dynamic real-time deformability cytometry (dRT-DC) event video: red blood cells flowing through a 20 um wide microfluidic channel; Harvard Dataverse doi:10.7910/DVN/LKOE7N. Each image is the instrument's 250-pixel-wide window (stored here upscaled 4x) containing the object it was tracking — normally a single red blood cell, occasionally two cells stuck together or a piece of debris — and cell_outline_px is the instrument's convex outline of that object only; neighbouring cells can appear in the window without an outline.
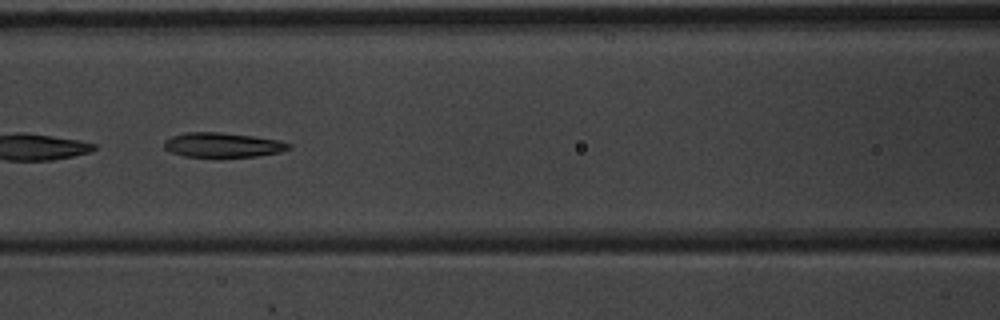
{"species": "common noctule bat (a hibernating species)", "species_latin": "Nyctalus noctula", "temperature_condition": "warm", "stored_images_in_passage": 9, "camera_frame_rate_fps": 3000, "um_per_image_px": 0.085, "animal": {"sex": "male", "body_mass_g": 20.1, "forearm_length_mm": 53.5}, "frame": {"image": 1, "passage_image": 7, "time_ms": 2.0, "image_size_px": [1000, 320], "cell_outline_px": [[292, 148], [280, 152], [256, 156], [184, 156], [172, 152], [164, 148], [164, 140], [172, 136], [184, 132], [220, 132], [252, 136], [280, 140], [292, 144]], "centroid_in_image_um": [18.95, 12.3], "position_along_channel_um": 147.7, "area_um2": 17.74}}
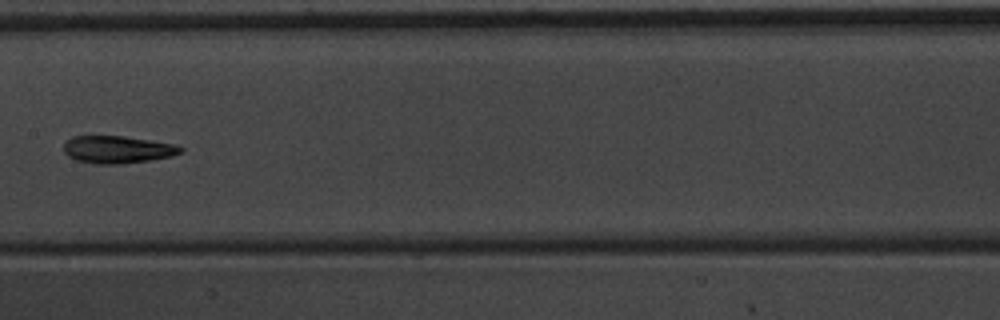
{"frame": {"image": 2, "passage_image": 8, "time_ms": 2.333, "image_size_px": [1000, 320], "cell_outline_px": [[184, 148], [180, 152], [172, 156], [124, 164], [96, 164], [76, 160], [68, 156], [64, 152], [64, 144], [72, 136], [124, 136], [172, 144]], "centroid_in_image_um": [9.94, 12.71], "position_along_channel_um": 197.5, "area_um2": 18.5}}
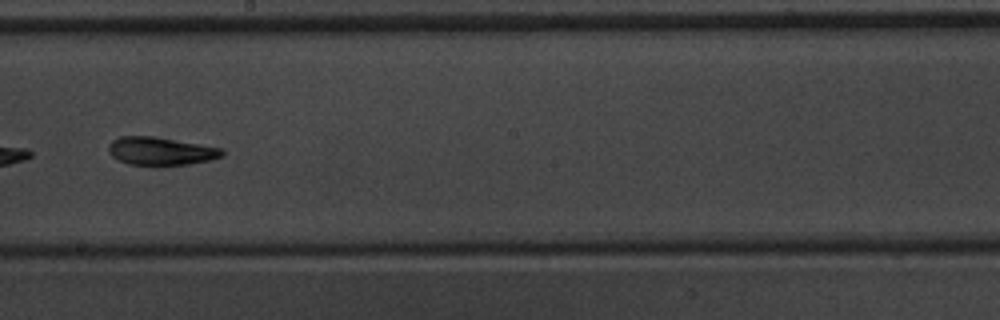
{"frame": {"image": 3, "passage_image": 9, "time_ms": 2.667, "image_size_px": [1000, 320], "cell_outline_px": [[224, 156], [208, 160], [188, 164], [128, 164], [116, 160], [108, 152], [108, 144], [112, 140], [120, 136], [152, 136], [200, 144], [220, 148], [224, 152]], "centroid_in_image_um": [13.61, 12.83], "position_along_channel_um": 234.6, "area_um2": 18.32}}